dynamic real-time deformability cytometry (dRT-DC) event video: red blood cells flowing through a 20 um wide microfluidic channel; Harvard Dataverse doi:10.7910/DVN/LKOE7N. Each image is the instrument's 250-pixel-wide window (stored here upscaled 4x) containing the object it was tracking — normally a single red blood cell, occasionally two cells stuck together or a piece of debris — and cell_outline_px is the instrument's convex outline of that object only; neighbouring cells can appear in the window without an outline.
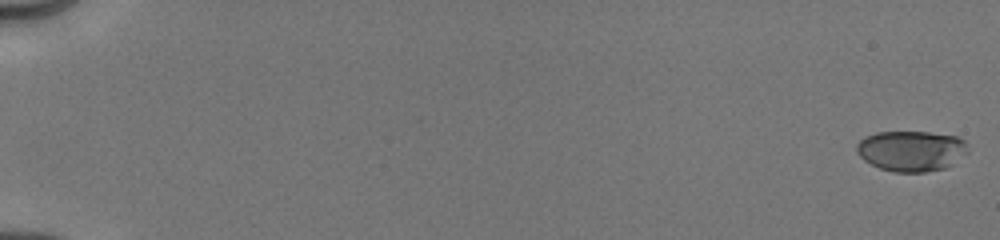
{"species": "human", "species_latin": "Homo sapiens", "temperature_condition": "cold", "stored_images_in_passage": 41, "camera_frame_rate_fps": 3000, "um_per_image_px": 0.085, "donor": {"sex": "male"}, "frame": {"image": 1, "passage_image": 1, "time_ms": 0.0, "image_size_px": [1000, 240], "cell_outline_px": [[968, 152], [944, 168], [924, 172], [892, 172], [880, 168], [864, 160], [856, 152], [856, 144], [864, 136], [876, 132], [928, 132], [956, 136], [964, 140]], "centroid_in_image_um": [77.41, 12.81], "position_along_channel_um": 7.6, "area_um2": 26.18}}
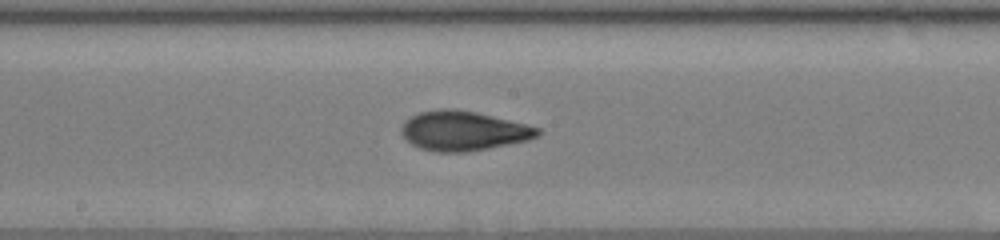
{"frame": {"image": 2, "passage_image": 23, "time_ms": 10.0, "image_size_px": [1000, 240], "cell_outline_px": [[540, 132], [536, 136], [528, 140], [488, 148], [464, 152], [436, 152], [420, 148], [412, 144], [400, 132], [400, 128], [404, 120], [420, 112], [440, 108], [456, 108], [476, 112], [540, 128]], "centroid_in_image_um": [39.33, 11.11], "position_along_channel_um": 208.9, "area_um2": 31.21}}
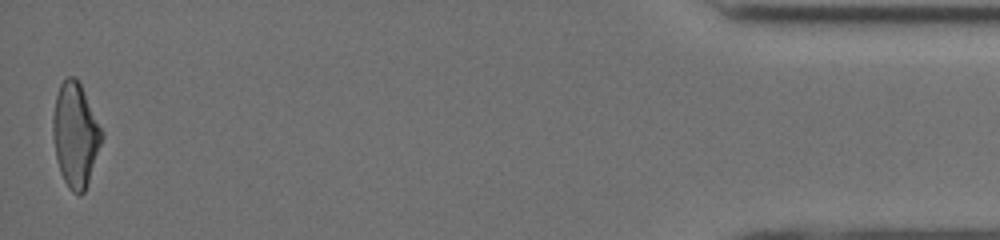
{"frame": {"image": 3, "passage_image": 41, "time_ms": 17.333, "image_size_px": [1000, 240], "cell_outline_px": [[104, 136], [84, 192], [80, 196], [72, 192], [68, 188], [60, 172], [56, 156], [52, 136], [52, 116], [56, 96], [60, 84], [68, 76], [76, 76], [104, 132]], "centroid_in_image_um": [6.4, 11.46], "position_along_channel_um": 428.8, "area_um2": 29.65}, "authors_computed_cell_mechanics": {"area_um2": 29.0734, "velocity_mm_per_s": 4.0484, "shape_relaxation_time_tau1_ms": 6.4468, "shape_relaxation_time_tau2_ms": 1.4751, "deformation_change_tau1": 0.2016, "deformation_change_tau2": 0.0748}}